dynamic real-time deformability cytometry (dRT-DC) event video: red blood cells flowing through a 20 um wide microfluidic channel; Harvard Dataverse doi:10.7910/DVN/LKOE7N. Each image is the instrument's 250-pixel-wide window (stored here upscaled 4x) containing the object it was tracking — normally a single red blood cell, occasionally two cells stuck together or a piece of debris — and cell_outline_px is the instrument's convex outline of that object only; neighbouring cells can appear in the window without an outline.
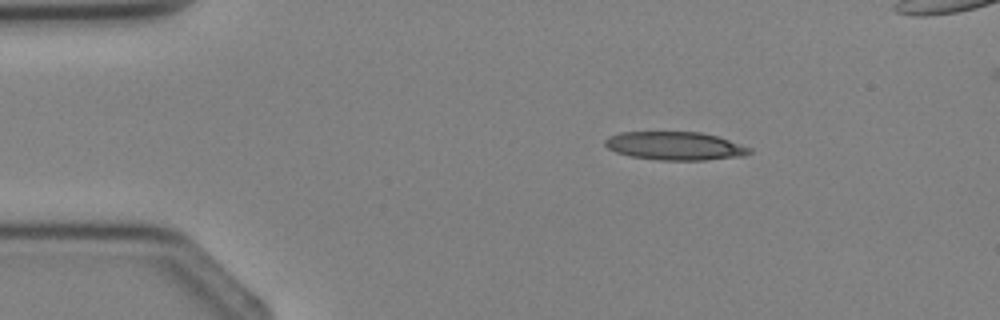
{"species": "Egyptian fruit bat (a non-hibernating species)", "species_latin": "Rousettus aegyptiacus", "temperature_condition": "cold", "stored_images_in_passage": 2, "camera_frame_rate_fps": 3000, "um_per_image_px": 0.085, "animal": {"sex": "female"}, "frame": {"image": 1, "passage_image": 1, "time_ms": 0.0, "image_size_px": [1000, 320], "cell_outline_px": [[752, 152], [744, 156], [704, 160], [656, 160], [632, 156], [616, 152], [608, 148], [604, 144], [604, 140], [608, 136], [620, 132], [700, 132], [716, 136], [752, 148]], "centroid_in_image_um": [57.36, 12.4], "position_along_channel_um": 27.6, "area_um2": 23.81}}